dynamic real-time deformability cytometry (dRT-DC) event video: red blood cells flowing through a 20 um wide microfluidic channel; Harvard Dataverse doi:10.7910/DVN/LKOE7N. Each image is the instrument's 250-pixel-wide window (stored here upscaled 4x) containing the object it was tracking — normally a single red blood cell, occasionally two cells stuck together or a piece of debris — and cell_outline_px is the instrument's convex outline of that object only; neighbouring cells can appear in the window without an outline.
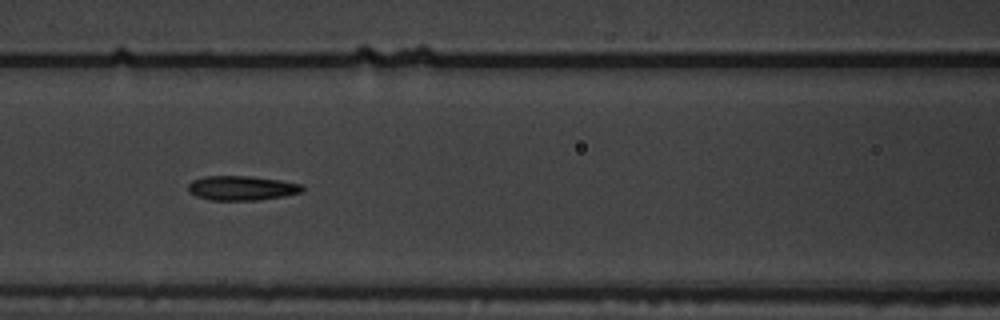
{"species": "common noctule bat (a hibernating species)", "species_latin": "Nyctalus noctula", "temperature_condition": "warm", "stored_images_in_passage": 15, "camera_frame_rate_fps": 3000, "um_per_image_px": 0.085, "animal": {"sex": "male", "body_mass_g": 19.5, "forearm_length_mm": 54.6}, "frame": {"image": 1, "passage_image": 7, "time_ms": 2.0, "image_size_px": [1000, 320], "cell_outline_px": [[304, 188], [300, 192], [284, 196], [260, 200], [212, 200], [196, 196], [188, 192], [188, 184], [192, 180], [204, 176], [252, 176], [280, 180], [304, 184]], "centroid_in_image_um": [20.54, 15.98], "position_along_channel_um": 146.1, "area_um2": 16.42}}
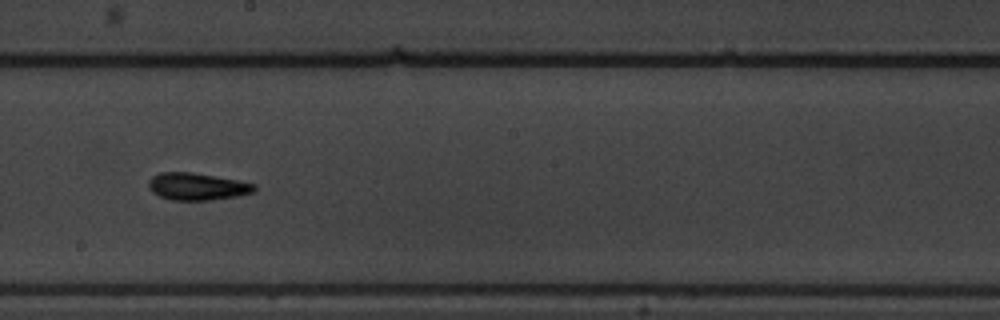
{"frame": {"image": 2, "passage_image": 9, "time_ms": 2.667, "image_size_px": [1000, 320], "cell_outline_px": [[256, 188], [252, 192], [236, 196], [208, 200], [168, 200], [152, 192], [148, 184], [148, 180], [152, 176], [160, 172], [192, 172], [236, 180], [256, 184]], "centroid_in_image_um": [16.71, 15.85], "position_along_channel_um": 231.5, "area_um2": 16.65}}
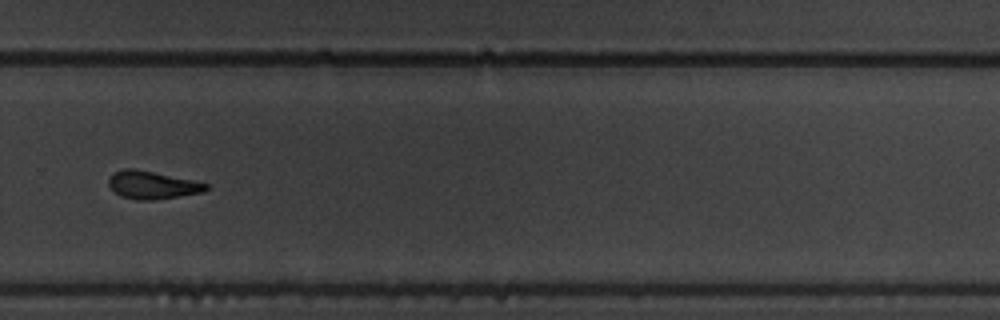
{"frame": {"image": 3, "passage_image": 11, "time_ms": 3.333, "image_size_px": [1000, 320], "cell_outline_px": [[212, 188], [204, 192], [156, 200], [136, 200], [120, 196], [108, 184], [108, 176], [112, 172], [124, 168], [132, 168], [192, 180], [208, 184]], "centroid_in_image_um": [12.94, 15.73], "position_along_channel_um": 316.9, "area_um2": 15.9}}